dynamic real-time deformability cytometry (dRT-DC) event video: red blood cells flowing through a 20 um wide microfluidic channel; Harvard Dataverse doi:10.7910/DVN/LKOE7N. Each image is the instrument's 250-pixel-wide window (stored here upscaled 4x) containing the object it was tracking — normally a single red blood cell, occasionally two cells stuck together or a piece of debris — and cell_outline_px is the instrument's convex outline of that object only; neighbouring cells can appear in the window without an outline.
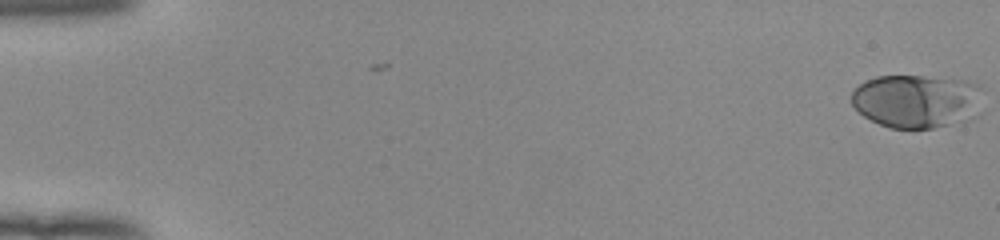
{"species": "human", "species_latin": "Homo sapiens", "temperature_condition": "room temperature", "stored_images_in_passage": 54, "camera_frame_rate_fps": 3000, "um_per_image_px": 0.085, "donor": {"sex": "female"}, "frame": {"image": 1, "passage_image": 1, "time_ms": 0.0, "image_size_px": [1000, 240], "cell_outline_px": [[984, 112], [980, 116], [972, 120], [932, 128], [892, 128], [880, 124], [864, 116], [852, 104], [852, 92], [860, 84], [876, 76], [924, 76], [968, 80], [980, 84], [984, 88]], "centroid_in_image_um": [78.1, 8.59], "position_along_channel_um": 6.9, "area_um2": 42.19}}
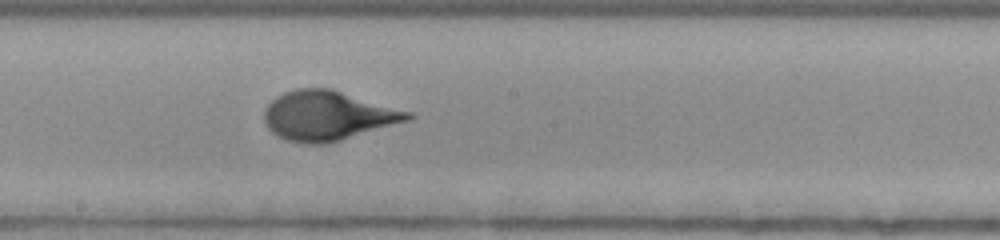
{"frame": {"image": 2, "passage_image": 31, "time_ms": 10.0, "image_size_px": [1000, 240], "cell_outline_px": [[416, 116], [408, 120], [340, 140], [324, 144], [308, 144], [288, 140], [272, 132], [264, 124], [264, 108], [276, 96], [284, 92], [296, 88], [332, 88], [412, 112]], "centroid_in_image_um": [27.84, 9.81], "position_along_channel_um": 220.4, "area_um2": 41.33}}
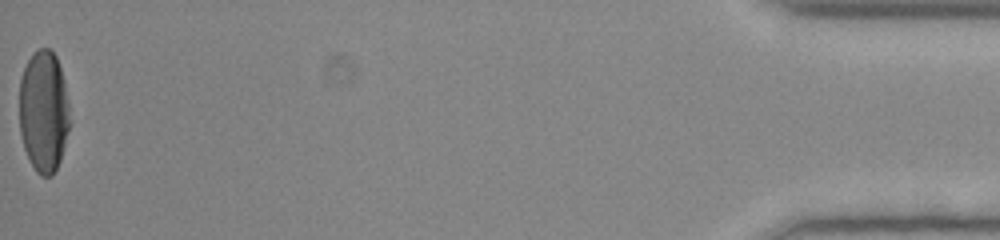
{"frame": {"image": 3, "passage_image": 54, "time_ms": 17.667, "image_size_px": [1000, 240], "cell_outline_px": [[68, 128], [60, 160], [52, 176], [40, 176], [36, 172], [24, 148], [20, 132], [20, 80], [24, 68], [32, 52], [40, 48], [48, 48], [56, 56], [64, 80], [68, 104]], "centroid_in_image_um": [3.69, 9.45], "position_along_channel_um": 431.5, "area_um2": 35.37}, "authors_computed_cell_mechanics": {"area_um2": 39.5063, "velocity_mm_per_s": 3.9347, "shape_relaxation_time_tau1_ms": 5.4727, "shape_relaxation_time_tau2_ms": null, "deformation_change_tau1": 0.2399, "deformation_change_tau2": null}}